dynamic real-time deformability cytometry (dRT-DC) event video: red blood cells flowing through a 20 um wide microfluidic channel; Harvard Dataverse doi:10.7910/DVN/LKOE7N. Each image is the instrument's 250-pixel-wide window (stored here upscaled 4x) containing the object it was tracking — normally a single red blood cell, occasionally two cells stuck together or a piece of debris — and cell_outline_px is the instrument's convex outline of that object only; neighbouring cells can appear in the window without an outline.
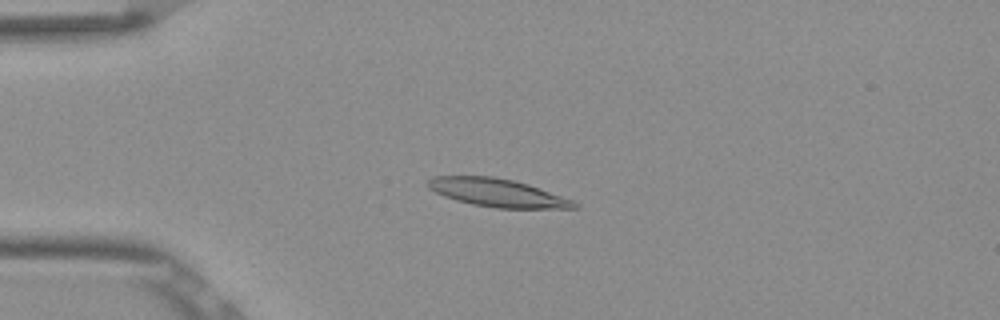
{"species": "Egyptian fruit bat (a non-hibernating species)", "species_latin": "Rousettus aegyptiacus", "temperature_condition": "room temperature", "stored_images_in_passage": 52, "camera_frame_rate_fps": 3000, "um_per_image_px": 0.085, "frame": {"image": 1, "passage_image": 12, "time_ms": 3.667, "image_size_px": [1000, 320], "cell_outline_px": [[580, 208], [496, 208], [472, 204], [456, 200], [444, 196], [428, 188], [428, 180], [432, 176], [492, 176], [512, 180], [528, 184], [572, 200], [580, 204]], "centroid_in_image_um": [42.27, 16.38], "position_along_channel_um": 42.7, "area_um2": 23.76}}
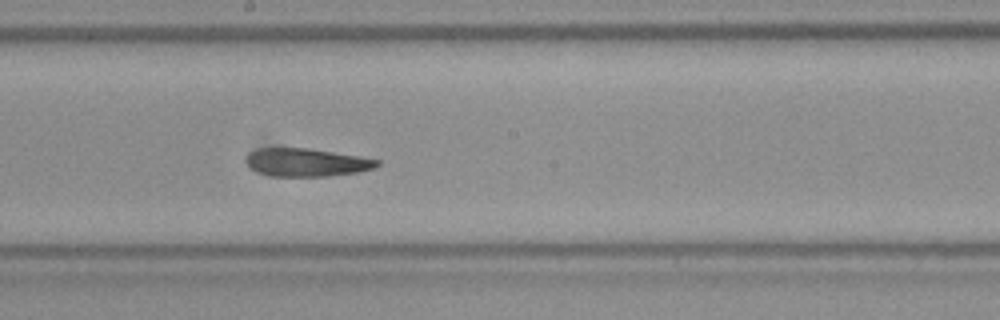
{"frame": {"image": 2, "passage_image": 28, "time_ms": 9.0, "image_size_px": [1000, 320], "cell_outline_px": [[380, 164], [376, 168], [356, 172], [328, 176], [272, 176], [260, 172], [252, 168], [244, 160], [248, 152], [256, 148], [308, 148], [360, 156], [380, 160]], "centroid_in_image_um": [26.06, 13.79], "position_along_channel_um": 222.1, "area_um2": 21.44}}
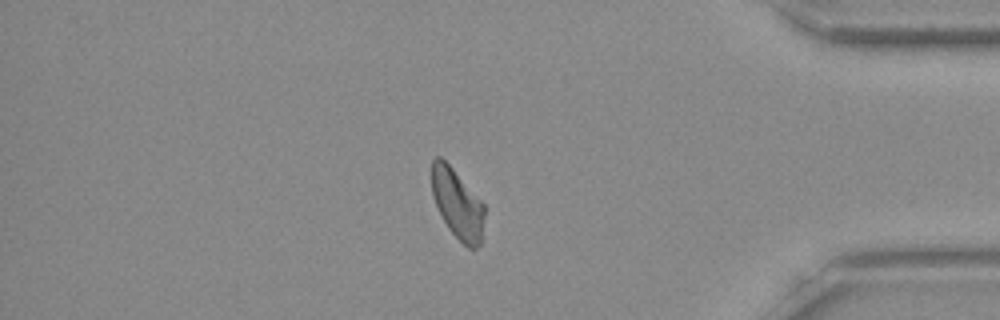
{"frame": {"image": 3, "passage_image": 44, "time_ms": 14.333, "image_size_px": [1000, 320], "cell_outline_px": [[484, 216], [480, 244], [476, 248], [468, 248], [448, 228], [432, 196], [432, 160], [436, 156], [440, 156], [452, 168], [484, 204]], "centroid_in_image_um": [38.87, 17.32], "position_along_channel_um": 396.3, "area_um2": 20.87}, "authors_computed_cell_mechanics": {"area_um2": 22.6865, "velocity_mm_per_s": 3.8319, "shape_relaxation_time_tau1_ms": null, "shape_relaxation_time_tau2_ms": 8.1793, "deformation_change_tau1": null, "deformation_change_tau2": 0.162}}